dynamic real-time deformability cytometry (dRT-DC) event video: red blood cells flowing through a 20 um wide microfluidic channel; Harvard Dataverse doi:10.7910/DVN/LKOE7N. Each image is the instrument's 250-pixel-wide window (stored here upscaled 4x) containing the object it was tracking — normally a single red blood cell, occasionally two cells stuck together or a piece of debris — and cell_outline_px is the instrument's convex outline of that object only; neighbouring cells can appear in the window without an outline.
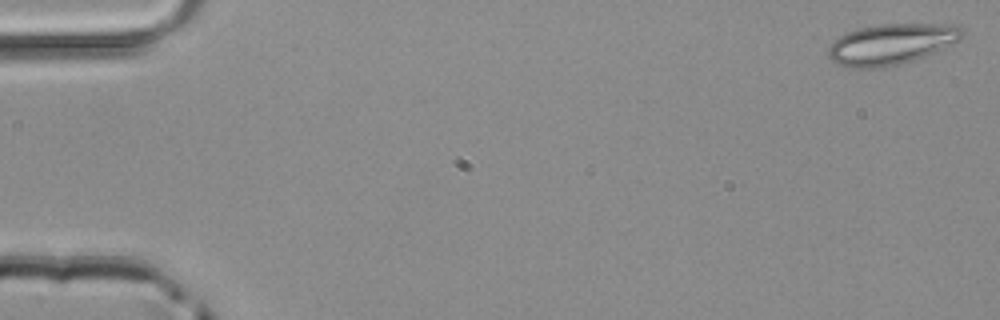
{"species": "common noctule bat (a hibernating species)", "species_latin": "Nyctalus noctula", "temperature_condition": "room temperature", "stored_images_in_passage": 50, "camera_frame_rate_fps": 3000, "um_per_image_px": 0.085, "animal": {"sex": "male", "body_mass_g": 20.4}, "frame": {"image": 1, "passage_image": 1, "time_ms": 0.0, "image_size_px": [1000, 320], "cell_outline_px": [[964, 32], [960, 40], [924, 56], [900, 64], [880, 68], [852, 68], [840, 64], [832, 60], [828, 56], [828, 44], [832, 40], [848, 32], [860, 28], [880, 24], [952, 24], [960, 28]], "centroid_in_image_um": [75.72, 3.75], "position_along_channel_um": 9.3, "area_um2": 31.62}}
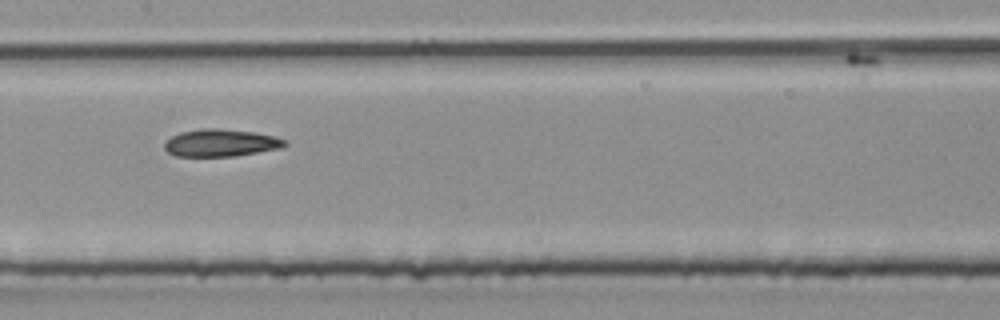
{"frame": {"image": 2, "passage_image": 25, "time_ms": 8.0, "image_size_px": [1000, 320], "cell_outline_px": [[288, 144], [280, 148], [236, 156], [176, 156], [168, 152], [164, 148], [164, 144], [172, 136], [180, 132], [200, 128], [216, 128], [256, 132], [276, 136], [288, 140]], "centroid_in_image_um": [18.81, 12.13], "position_along_channel_um": 188.6, "area_um2": 19.31}}
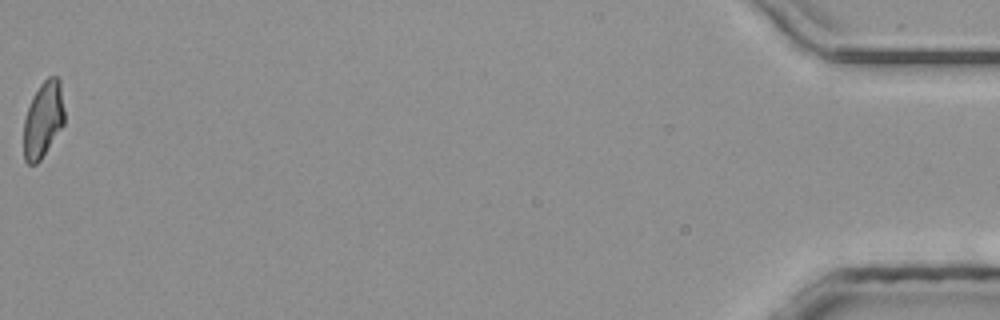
{"frame": {"image": 3, "passage_image": 50, "time_ms": 16.333, "image_size_px": [1000, 320], "cell_outline_px": [[64, 124], [40, 160], [36, 164], [28, 164], [24, 160], [24, 120], [32, 96], [40, 84], [48, 76], [56, 76], [60, 80], [64, 108]], "centroid_in_image_um": [3.67, 10.14], "position_along_channel_um": 431.5, "area_um2": 18.03}}